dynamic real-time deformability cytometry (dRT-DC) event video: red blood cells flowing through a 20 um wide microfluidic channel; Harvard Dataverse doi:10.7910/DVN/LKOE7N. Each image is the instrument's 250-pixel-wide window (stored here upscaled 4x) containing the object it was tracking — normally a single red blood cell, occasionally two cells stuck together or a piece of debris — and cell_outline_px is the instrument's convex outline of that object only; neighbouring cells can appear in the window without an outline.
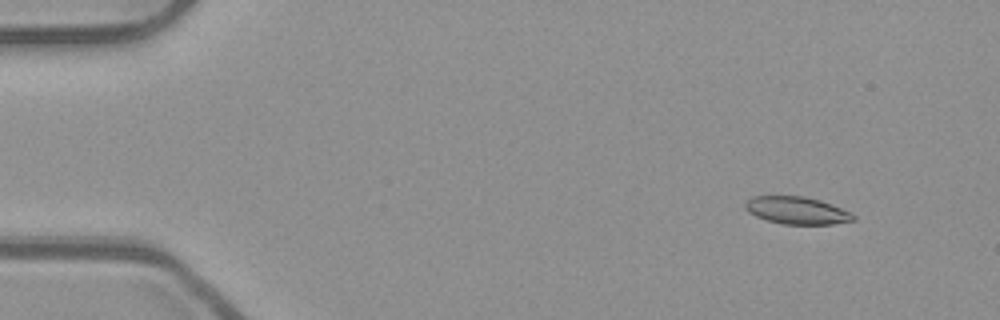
{"species": "common noctule bat (a hibernating species)", "species_latin": "Nyctalus noctula", "temperature_condition": "room temperature", "stored_images_in_passage": 53, "camera_frame_rate_fps": 3000, "um_per_image_px": 0.085, "animal": {"sex": "male", "body_mass_g": 23.1, "forearm_length_mm": 52.7}, "frame": {"image": 1, "passage_image": 4, "time_ms": 1.0, "image_size_px": [1000, 320], "cell_outline_px": [[856, 220], [832, 224], [784, 224], [768, 220], [756, 216], [748, 212], [744, 208], [744, 204], [752, 196], [804, 196], [820, 200], [840, 208], [856, 216]], "centroid_in_image_um": [67.71, 17.88], "position_along_channel_um": 17.3, "area_um2": 17.11}}
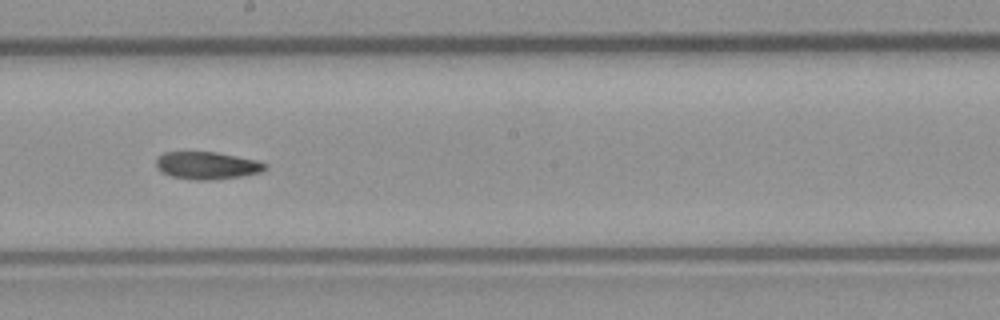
{"frame": {"image": 2, "passage_image": 29, "time_ms": 9.333, "image_size_px": [1000, 320], "cell_outline_px": [[268, 168], [260, 172], [240, 176], [216, 180], [196, 180], [172, 176], [160, 172], [156, 168], [156, 160], [164, 152], [216, 152], [256, 160], [268, 164]], "centroid_in_image_um": [17.6, 14.07], "position_along_channel_um": 230.6, "area_um2": 17.46}}
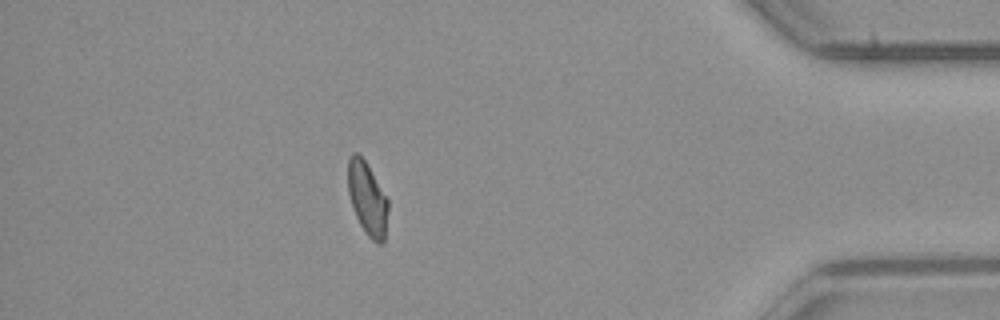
{"frame": {"image": 3, "passage_image": 46, "time_ms": 15.0, "image_size_px": [1000, 320], "cell_outline_px": [[388, 208], [384, 244], [376, 244], [364, 232], [356, 216], [348, 192], [348, 156], [352, 152], [356, 152], [364, 160], [388, 200]], "centroid_in_image_um": [31.22, 16.92], "position_along_channel_um": 404.0, "area_um2": 16.94}, "authors_computed_cell_mechanics": {"area_um2": 17.5134, "velocity_mm_per_s": 3.8677, "shape_relaxation_time_tau1_ms": null, "shape_relaxation_time_tau2_ms": 10.2769, "deformation_change_tau1": null, "deformation_change_tau2": 0.1827}}